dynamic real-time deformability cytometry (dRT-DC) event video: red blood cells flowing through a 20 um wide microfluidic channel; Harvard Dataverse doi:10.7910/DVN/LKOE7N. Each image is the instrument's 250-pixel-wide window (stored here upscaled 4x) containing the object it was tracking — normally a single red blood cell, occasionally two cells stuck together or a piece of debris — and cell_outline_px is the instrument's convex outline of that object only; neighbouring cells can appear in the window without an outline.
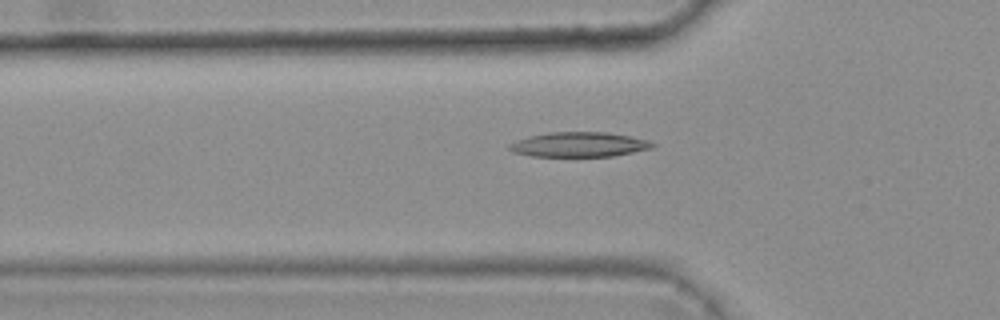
{"species": "common noctule bat (a hibernating species)", "species_latin": "Nyctalus noctula", "temperature_condition": "warm", "stored_images_in_passage": 3, "camera_frame_rate_fps": 3000, "um_per_image_px": 0.085, "animal": {"sex": "female", "body_mass_g": 25.1}, "frame": {"image": 1, "passage_image": 2, "time_ms": 0.333, "image_size_px": [1000, 320], "cell_outline_px": [[656, 144], [652, 148], [612, 156], [532, 156], [512, 152], [508, 148], [508, 144], [516, 140], [528, 136], [548, 132], [604, 132], [628, 136], [648, 140]], "centroid_in_image_um": [49.17, 12.28], "position_along_channel_um": 76.6, "area_um2": 20.58}}
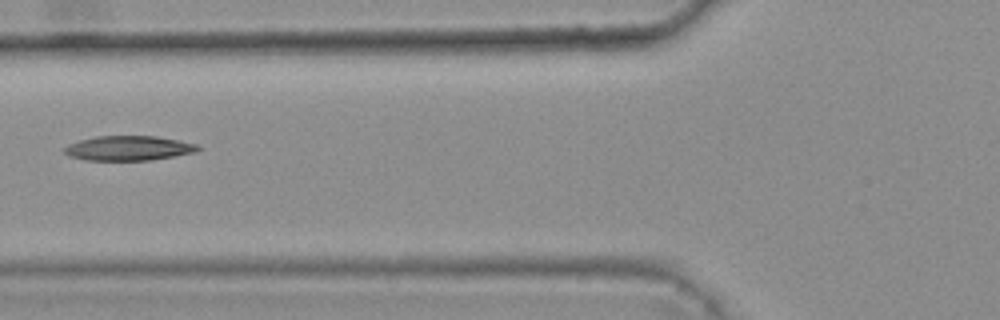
{"frame": {"image": 2, "passage_image": 3, "time_ms": 0.667, "image_size_px": [1000, 320], "cell_outline_px": [[200, 148], [196, 152], [148, 160], [84, 160], [68, 156], [64, 152], [64, 148], [68, 144], [80, 140], [96, 136], [156, 136], [180, 140], [200, 144]], "centroid_in_image_um": [10.93, 12.59], "position_along_channel_um": 114.9, "area_um2": 19.25}}